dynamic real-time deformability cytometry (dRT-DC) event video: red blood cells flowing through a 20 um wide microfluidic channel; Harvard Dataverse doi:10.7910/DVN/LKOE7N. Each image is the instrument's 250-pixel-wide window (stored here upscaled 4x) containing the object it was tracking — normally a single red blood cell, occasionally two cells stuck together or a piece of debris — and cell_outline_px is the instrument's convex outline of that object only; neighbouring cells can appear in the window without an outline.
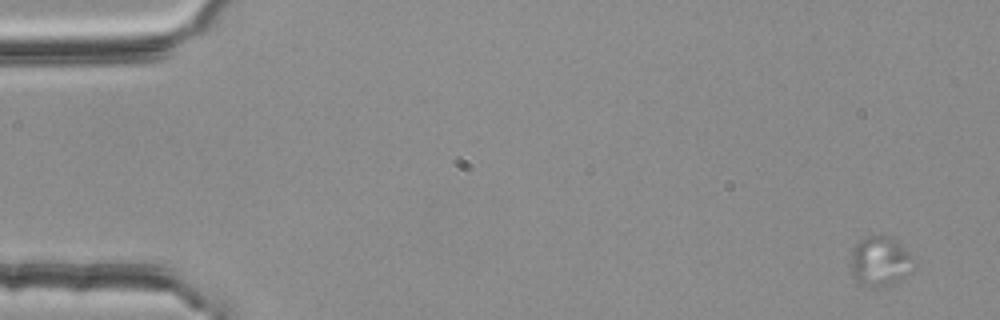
{"species": "common noctule bat (a hibernating species)", "species_latin": "Nyctalus noctula", "temperature_condition": "room temperature", "stored_images_in_passage": 50, "camera_frame_rate_fps": 3000, "um_per_image_px": 0.085, "animal": {"sex": "female", "body_mass_g": 25.1}, "frame": {"image": 1, "passage_image": 1, "time_ms": 0.0, "image_size_px": [1000, 320], "cell_outline_px": [[912, 272], [900, 280], [892, 284], [864, 284], [852, 276], [852, 248], [864, 236], [888, 236], [900, 244], [908, 252]], "centroid_in_image_um": [74.78, 22.17], "position_along_channel_um": 10.2, "area_um2": 17.34}}
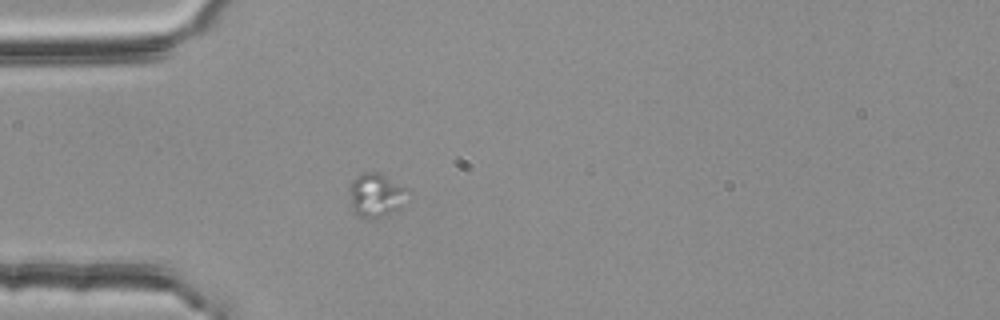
{"frame": {"image": 2, "passage_image": 15, "time_ms": 4.667, "image_size_px": [1000, 320], "cell_outline_px": [[412, 192], [400, 208], [380, 216], [368, 220], [360, 216], [352, 208], [348, 188], [352, 180], [356, 176], [364, 172], [380, 172], [408, 188]], "centroid_in_image_um": [31.99, 16.55], "position_along_channel_um": 53.0, "area_um2": 15.14}}